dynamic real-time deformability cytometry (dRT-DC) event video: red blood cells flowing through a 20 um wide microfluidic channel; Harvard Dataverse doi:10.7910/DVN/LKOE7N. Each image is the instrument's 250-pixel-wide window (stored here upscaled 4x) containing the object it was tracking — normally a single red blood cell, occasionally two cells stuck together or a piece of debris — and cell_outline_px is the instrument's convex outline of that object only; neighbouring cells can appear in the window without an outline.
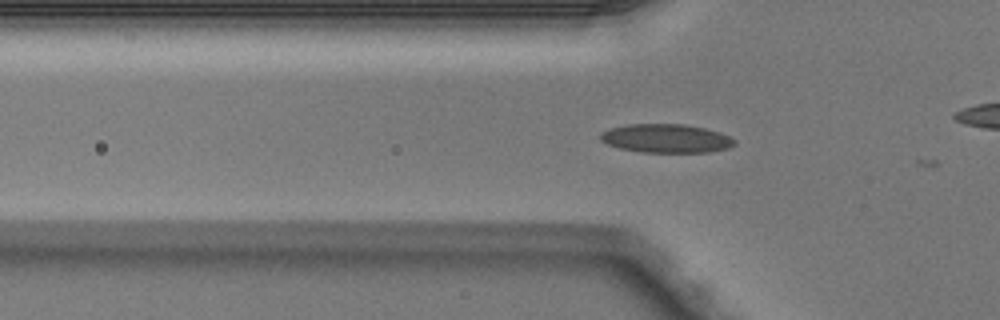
{"species": "Egyptian fruit bat (a non-hibernating species)", "species_latin": "Rousettus aegyptiacus", "temperature_condition": "warm", "stored_images_in_passage": 5, "camera_frame_rate_fps": 3000, "um_per_image_px": 0.085, "animal": {"sex": "male"}, "frame": {"image": 1, "passage_image": 3, "time_ms": 0.667, "image_size_px": [1000, 320], "cell_outline_px": [[736, 144], [728, 148], [708, 152], [644, 152], [620, 148], [608, 144], [600, 140], [600, 132], [608, 128], [628, 124], [684, 124], [704, 128], [720, 132], [736, 140]], "centroid_in_image_um": [56.61, 11.76], "position_along_channel_um": 69.2, "area_um2": 22.43}}